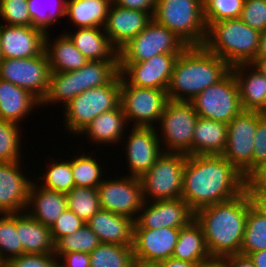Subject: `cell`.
Listing matches in <instances>:
<instances>
[{
	"label": "cell",
	"instance_id": "1",
	"mask_svg": "<svg viewBox=\"0 0 266 267\" xmlns=\"http://www.w3.org/2000/svg\"><path fill=\"white\" fill-rule=\"evenodd\" d=\"M247 189V178L222 155H188L181 198L196 212L230 200Z\"/></svg>",
	"mask_w": 266,
	"mask_h": 267
},
{
	"label": "cell",
	"instance_id": "2",
	"mask_svg": "<svg viewBox=\"0 0 266 267\" xmlns=\"http://www.w3.org/2000/svg\"><path fill=\"white\" fill-rule=\"evenodd\" d=\"M252 204L251 194L246 189L230 200L205 206L195 212V220L202 227L212 259L240 253L248 209Z\"/></svg>",
	"mask_w": 266,
	"mask_h": 267
},
{
	"label": "cell",
	"instance_id": "3",
	"mask_svg": "<svg viewBox=\"0 0 266 267\" xmlns=\"http://www.w3.org/2000/svg\"><path fill=\"white\" fill-rule=\"evenodd\" d=\"M230 68L225 60L204 46H188L174 63L167 88L169 100L190 102L221 80Z\"/></svg>",
	"mask_w": 266,
	"mask_h": 267
},
{
	"label": "cell",
	"instance_id": "4",
	"mask_svg": "<svg viewBox=\"0 0 266 267\" xmlns=\"http://www.w3.org/2000/svg\"><path fill=\"white\" fill-rule=\"evenodd\" d=\"M206 26L203 46L225 60L230 67L250 64L256 59L261 34L259 31L239 18L206 23Z\"/></svg>",
	"mask_w": 266,
	"mask_h": 267
},
{
	"label": "cell",
	"instance_id": "5",
	"mask_svg": "<svg viewBox=\"0 0 266 267\" xmlns=\"http://www.w3.org/2000/svg\"><path fill=\"white\" fill-rule=\"evenodd\" d=\"M119 74V60L88 61L78 70L51 73L41 106L62 104L88 89L109 84Z\"/></svg>",
	"mask_w": 266,
	"mask_h": 267
},
{
	"label": "cell",
	"instance_id": "6",
	"mask_svg": "<svg viewBox=\"0 0 266 267\" xmlns=\"http://www.w3.org/2000/svg\"><path fill=\"white\" fill-rule=\"evenodd\" d=\"M152 18L188 46H203L207 30L203 0H156Z\"/></svg>",
	"mask_w": 266,
	"mask_h": 267
},
{
	"label": "cell",
	"instance_id": "7",
	"mask_svg": "<svg viewBox=\"0 0 266 267\" xmlns=\"http://www.w3.org/2000/svg\"><path fill=\"white\" fill-rule=\"evenodd\" d=\"M120 73L107 85L80 93L64 106L66 130L79 134L95 117L120 105Z\"/></svg>",
	"mask_w": 266,
	"mask_h": 267
},
{
	"label": "cell",
	"instance_id": "8",
	"mask_svg": "<svg viewBox=\"0 0 266 267\" xmlns=\"http://www.w3.org/2000/svg\"><path fill=\"white\" fill-rule=\"evenodd\" d=\"M187 154L163 152L140 177L145 201L181 198Z\"/></svg>",
	"mask_w": 266,
	"mask_h": 267
},
{
	"label": "cell",
	"instance_id": "9",
	"mask_svg": "<svg viewBox=\"0 0 266 267\" xmlns=\"http://www.w3.org/2000/svg\"><path fill=\"white\" fill-rule=\"evenodd\" d=\"M198 114L191 102L169 100L159 120L163 152L192 155V140ZM164 146V148H163Z\"/></svg>",
	"mask_w": 266,
	"mask_h": 267
},
{
	"label": "cell",
	"instance_id": "10",
	"mask_svg": "<svg viewBox=\"0 0 266 267\" xmlns=\"http://www.w3.org/2000/svg\"><path fill=\"white\" fill-rule=\"evenodd\" d=\"M188 47L174 32L152 19L119 51V63L144 62L159 55L181 54Z\"/></svg>",
	"mask_w": 266,
	"mask_h": 267
},
{
	"label": "cell",
	"instance_id": "11",
	"mask_svg": "<svg viewBox=\"0 0 266 267\" xmlns=\"http://www.w3.org/2000/svg\"><path fill=\"white\" fill-rule=\"evenodd\" d=\"M190 102L199 117L226 124L242 111L239 87L231 70Z\"/></svg>",
	"mask_w": 266,
	"mask_h": 267
},
{
	"label": "cell",
	"instance_id": "12",
	"mask_svg": "<svg viewBox=\"0 0 266 267\" xmlns=\"http://www.w3.org/2000/svg\"><path fill=\"white\" fill-rule=\"evenodd\" d=\"M168 101L166 90L129 85L121 77L120 105L127 123L133 122L132 126L154 127Z\"/></svg>",
	"mask_w": 266,
	"mask_h": 267
},
{
	"label": "cell",
	"instance_id": "13",
	"mask_svg": "<svg viewBox=\"0 0 266 267\" xmlns=\"http://www.w3.org/2000/svg\"><path fill=\"white\" fill-rule=\"evenodd\" d=\"M258 111L242 110L228 123L227 143L222 156L242 175L253 173L254 135Z\"/></svg>",
	"mask_w": 266,
	"mask_h": 267
},
{
	"label": "cell",
	"instance_id": "14",
	"mask_svg": "<svg viewBox=\"0 0 266 267\" xmlns=\"http://www.w3.org/2000/svg\"><path fill=\"white\" fill-rule=\"evenodd\" d=\"M50 75L45 51L31 58L0 61V79L27 90L40 102L48 92Z\"/></svg>",
	"mask_w": 266,
	"mask_h": 267
},
{
	"label": "cell",
	"instance_id": "15",
	"mask_svg": "<svg viewBox=\"0 0 266 267\" xmlns=\"http://www.w3.org/2000/svg\"><path fill=\"white\" fill-rule=\"evenodd\" d=\"M97 191L101 209L133 220L137 218L145 201L138 177L122 175L114 180L103 179Z\"/></svg>",
	"mask_w": 266,
	"mask_h": 267
},
{
	"label": "cell",
	"instance_id": "16",
	"mask_svg": "<svg viewBox=\"0 0 266 267\" xmlns=\"http://www.w3.org/2000/svg\"><path fill=\"white\" fill-rule=\"evenodd\" d=\"M178 55L161 53L144 62L119 63V73L129 85L167 91Z\"/></svg>",
	"mask_w": 266,
	"mask_h": 267
},
{
	"label": "cell",
	"instance_id": "17",
	"mask_svg": "<svg viewBox=\"0 0 266 267\" xmlns=\"http://www.w3.org/2000/svg\"><path fill=\"white\" fill-rule=\"evenodd\" d=\"M194 218L195 212L182 198L144 201L135 219L134 228H182Z\"/></svg>",
	"mask_w": 266,
	"mask_h": 267
},
{
	"label": "cell",
	"instance_id": "18",
	"mask_svg": "<svg viewBox=\"0 0 266 267\" xmlns=\"http://www.w3.org/2000/svg\"><path fill=\"white\" fill-rule=\"evenodd\" d=\"M125 141L128 176L140 178L150 170L163 153L156 127L133 126Z\"/></svg>",
	"mask_w": 266,
	"mask_h": 267
},
{
	"label": "cell",
	"instance_id": "19",
	"mask_svg": "<svg viewBox=\"0 0 266 267\" xmlns=\"http://www.w3.org/2000/svg\"><path fill=\"white\" fill-rule=\"evenodd\" d=\"M180 228H134V258L144 262L159 263L172 257Z\"/></svg>",
	"mask_w": 266,
	"mask_h": 267
},
{
	"label": "cell",
	"instance_id": "20",
	"mask_svg": "<svg viewBox=\"0 0 266 267\" xmlns=\"http://www.w3.org/2000/svg\"><path fill=\"white\" fill-rule=\"evenodd\" d=\"M20 165H22L21 161L0 162L1 215L24 213L26 210L32 179L23 175Z\"/></svg>",
	"mask_w": 266,
	"mask_h": 267
},
{
	"label": "cell",
	"instance_id": "21",
	"mask_svg": "<svg viewBox=\"0 0 266 267\" xmlns=\"http://www.w3.org/2000/svg\"><path fill=\"white\" fill-rule=\"evenodd\" d=\"M46 34L33 26L0 24L2 58L25 59L40 55L45 50Z\"/></svg>",
	"mask_w": 266,
	"mask_h": 267
},
{
	"label": "cell",
	"instance_id": "22",
	"mask_svg": "<svg viewBox=\"0 0 266 267\" xmlns=\"http://www.w3.org/2000/svg\"><path fill=\"white\" fill-rule=\"evenodd\" d=\"M152 19L147 12L131 10L111 3L103 30L112 45L119 51Z\"/></svg>",
	"mask_w": 266,
	"mask_h": 267
},
{
	"label": "cell",
	"instance_id": "23",
	"mask_svg": "<svg viewBox=\"0 0 266 267\" xmlns=\"http://www.w3.org/2000/svg\"><path fill=\"white\" fill-rule=\"evenodd\" d=\"M230 70L239 87L242 110L266 113V77L251 63L238 64Z\"/></svg>",
	"mask_w": 266,
	"mask_h": 267
},
{
	"label": "cell",
	"instance_id": "24",
	"mask_svg": "<svg viewBox=\"0 0 266 267\" xmlns=\"http://www.w3.org/2000/svg\"><path fill=\"white\" fill-rule=\"evenodd\" d=\"M86 224L101 243L133 245L135 220L127 216L100 209Z\"/></svg>",
	"mask_w": 266,
	"mask_h": 267
},
{
	"label": "cell",
	"instance_id": "25",
	"mask_svg": "<svg viewBox=\"0 0 266 267\" xmlns=\"http://www.w3.org/2000/svg\"><path fill=\"white\" fill-rule=\"evenodd\" d=\"M38 184L39 182L31 184L25 212L31 218L50 228L68 208L67 196Z\"/></svg>",
	"mask_w": 266,
	"mask_h": 267
},
{
	"label": "cell",
	"instance_id": "26",
	"mask_svg": "<svg viewBox=\"0 0 266 267\" xmlns=\"http://www.w3.org/2000/svg\"><path fill=\"white\" fill-rule=\"evenodd\" d=\"M41 102L30 92L0 79V119L20 125Z\"/></svg>",
	"mask_w": 266,
	"mask_h": 267
},
{
	"label": "cell",
	"instance_id": "27",
	"mask_svg": "<svg viewBox=\"0 0 266 267\" xmlns=\"http://www.w3.org/2000/svg\"><path fill=\"white\" fill-rule=\"evenodd\" d=\"M65 33L89 61L119 60L118 50L112 45L103 28H78L73 33Z\"/></svg>",
	"mask_w": 266,
	"mask_h": 267
},
{
	"label": "cell",
	"instance_id": "28",
	"mask_svg": "<svg viewBox=\"0 0 266 267\" xmlns=\"http://www.w3.org/2000/svg\"><path fill=\"white\" fill-rule=\"evenodd\" d=\"M127 124L123 108L106 111L95 117L80 133L88 134L93 143L117 144L124 138V130Z\"/></svg>",
	"mask_w": 266,
	"mask_h": 267
},
{
	"label": "cell",
	"instance_id": "29",
	"mask_svg": "<svg viewBox=\"0 0 266 267\" xmlns=\"http://www.w3.org/2000/svg\"><path fill=\"white\" fill-rule=\"evenodd\" d=\"M51 39L49 34L45 37V53L51 69V73L68 72L78 70L89 60L75 47L73 41L66 33H62L57 39Z\"/></svg>",
	"mask_w": 266,
	"mask_h": 267
},
{
	"label": "cell",
	"instance_id": "30",
	"mask_svg": "<svg viewBox=\"0 0 266 267\" xmlns=\"http://www.w3.org/2000/svg\"><path fill=\"white\" fill-rule=\"evenodd\" d=\"M16 229L23 246V254H54V242L49 227L24 212L16 213Z\"/></svg>",
	"mask_w": 266,
	"mask_h": 267
},
{
	"label": "cell",
	"instance_id": "31",
	"mask_svg": "<svg viewBox=\"0 0 266 267\" xmlns=\"http://www.w3.org/2000/svg\"><path fill=\"white\" fill-rule=\"evenodd\" d=\"M228 124L198 117L192 140V155H222Z\"/></svg>",
	"mask_w": 266,
	"mask_h": 267
},
{
	"label": "cell",
	"instance_id": "32",
	"mask_svg": "<svg viewBox=\"0 0 266 267\" xmlns=\"http://www.w3.org/2000/svg\"><path fill=\"white\" fill-rule=\"evenodd\" d=\"M172 257L197 265L212 259L205 243L202 227L195 218L189 224L180 228Z\"/></svg>",
	"mask_w": 266,
	"mask_h": 267
},
{
	"label": "cell",
	"instance_id": "33",
	"mask_svg": "<svg viewBox=\"0 0 266 267\" xmlns=\"http://www.w3.org/2000/svg\"><path fill=\"white\" fill-rule=\"evenodd\" d=\"M112 0H67L66 13L76 28H103Z\"/></svg>",
	"mask_w": 266,
	"mask_h": 267
},
{
	"label": "cell",
	"instance_id": "34",
	"mask_svg": "<svg viewBox=\"0 0 266 267\" xmlns=\"http://www.w3.org/2000/svg\"><path fill=\"white\" fill-rule=\"evenodd\" d=\"M266 249V215L254 204L248 209L240 254Z\"/></svg>",
	"mask_w": 266,
	"mask_h": 267
},
{
	"label": "cell",
	"instance_id": "35",
	"mask_svg": "<svg viewBox=\"0 0 266 267\" xmlns=\"http://www.w3.org/2000/svg\"><path fill=\"white\" fill-rule=\"evenodd\" d=\"M90 254V267H132V245L100 243Z\"/></svg>",
	"mask_w": 266,
	"mask_h": 267
},
{
	"label": "cell",
	"instance_id": "36",
	"mask_svg": "<svg viewBox=\"0 0 266 267\" xmlns=\"http://www.w3.org/2000/svg\"><path fill=\"white\" fill-rule=\"evenodd\" d=\"M46 1H49L52 5L44 2L46 5L49 4L46 6L42 0H28V12L32 20V26L48 34V28L56 22H60V19L65 16L67 0Z\"/></svg>",
	"mask_w": 266,
	"mask_h": 267
},
{
	"label": "cell",
	"instance_id": "37",
	"mask_svg": "<svg viewBox=\"0 0 266 267\" xmlns=\"http://www.w3.org/2000/svg\"><path fill=\"white\" fill-rule=\"evenodd\" d=\"M100 243L97 235L85 224L79 230L60 238L54 244V255L60 258L69 252L91 253Z\"/></svg>",
	"mask_w": 266,
	"mask_h": 267
},
{
	"label": "cell",
	"instance_id": "38",
	"mask_svg": "<svg viewBox=\"0 0 266 267\" xmlns=\"http://www.w3.org/2000/svg\"><path fill=\"white\" fill-rule=\"evenodd\" d=\"M98 163L95 155L92 158L90 154L87 155L86 153L72 158L71 168L75 186L98 188L103 181L101 177L103 176L102 166Z\"/></svg>",
	"mask_w": 266,
	"mask_h": 267
},
{
	"label": "cell",
	"instance_id": "39",
	"mask_svg": "<svg viewBox=\"0 0 266 267\" xmlns=\"http://www.w3.org/2000/svg\"><path fill=\"white\" fill-rule=\"evenodd\" d=\"M66 196L68 209L84 222L101 209L97 188L74 186Z\"/></svg>",
	"mask_w": 266,
	"mask_h": 267
},
{
	"label": "cell",
	"instance_id": "40",
	"mask_svg": "<svg viewBox=\"0 0 266 267\" xmlns=\"http://www.w3.org/2000/svg\"><path fill=\"white\" fill-rule=\"evenodd\" d=\"M23 254V246L16 229V213H4L0 217V262Z\"/></svg>",
	"mask_w": 266,
	"mask_h": 267
},
{
	"label": "cell",
	"instance_id": "41",
	"mask_svg": "<svg viewBox=\"0 0 266 267\" xmlns=\"http://www.w3.org/2000/svg\"><path fill=\"white\" fill-rule=\"evenodd\" d=\"M60 161L53 160L52 164L49 163L47 171L45 170L42 177L38 178L39 182L41 181L39 185L49 190L67 194L75 186L71 159Z\"/></svg>",
	"mask_w": 266,
	"mask_h": 267
},
{
	"label": "cell",
	"instance_id": "42",
	"mask_svg": "<svg viewBox=\"0 0 266 267\" xmlns=\"http://www.w3.org/2000/svg\"><path fill=\"white\" fill-rule=\"evenodd\" d=\"M18 126L20 125L14 122L0 119V162H15L22 159Z\"/></svg>",
	"mask_w": 266,
	"mask_h": 267
},
{
	"label": "cell",
	"instance_id": "43",
	"mask_svg": "<svg viewBox=\"0 0 266 267\" xmlns=\"http://www.w3.org/2000/svg\"><path fill=\"white\" fill-rule=\"evenodd\" d=\"M244 0H203L205 23L240 18Z\"/></svg>",
	"mask_w": 266,
	"mask_h": 267
},
{
	"label": "cell",
	"instance_id": "44",
	"mask_svg": "<svg viewBox=\"0 0 266 267\" xmlns=\"http://www.w3.org/2000/svg\"><path fill=\"white\" fill-rule=\"evenodd\" d=\"M0 17L6 25L32 26L28 0H0Z\"/></svg>",
	"mask_w": 266,
	"mask_h": 267
},
{
	"label": "cell",
	"instance_id": "45",
	"mask_svg": "<svg viewBox=\"0 0 266 267\" xmlns=\"http://www.w3.org/2000/svg\"><path fill=\"white\" fill-rule=\"evenodd\" d=\"M239 19L260 33L266 31V0H244Z\"/></svg>",
	"mask_w": 266,
	"mask_h": 267
},
{
	"label": "cell",
	"instance_id": "46",
	"mask_svg": "<svg viewBox=\"0 0 266 267\" xmlns=\"http://www.w3.org/2000/svg\"><path fill=\"white\" fill-rule=\"evenodd\" d=\"M86 222L80 219L73 211L68 208L57 218L56 222L50 227L51 237L54 244L62 237L70 235L82 228Z\"/></svg>",
	"mask_w": 266,
	"mask_h": 267
},
{
	"label": "cell",
	"instance_id": "47",
	"mask_svg": "<svg viewBox=\"0 0 266 267\" xmlns=\"http://www.w3.org/2000/svg\"><path fill=\"white\" fill-rule=\"evenodd\" d=\"M2 267H60L54 254H22L11 258Z\"/></svg>",
	"mask_w": 266,
	"mask_h": 267
},
{
	"label": "cell",
	"instance_id": "48",
	"mask_svg": "<svg viewBox=\"0 0 266 267\" xmlns=\"http://www.w3.org/2000/svg\"><path fill=\"white\" fill-rule=\"evenodd\" d=\"M253 172L266 162V113L258 111V124L254 135Z\"/></svg>",
	"mask_w": 266,
	"mask_h": 267
},
{
	"label": "cell",
	"instance_id": "49",
	"mask_svg": "<svg viewBox=\"0 0 266 267\" xmlns=\"http://www.w3.org/2000/svg\"><path fill=\"white\" fill-rule=\"evenodd\" d=\"M247 189L250 193L266 194V162L247 178Z\"/></svg>",
	"mask_w": 266,
	"mask_h": 267
},
{
	"label": "cell",
	"instance_id": "50",
	"mask_svg": "<svg viewBox=\"0 0 266 267\" xmlns=\"http://www.w3.org/2000/svg\"><path fill=\"white\" fill-rule=\"evenodd\" d=\"M59 261H61L60 267H90V254L85 252L64 253Z\"/></svg>",
	"mask_w": 266,
	"mask_h": 267
},
{
	"label": "cell",
	"instance_id": "51",
	"mask_svg": "<svg viewBox=\"0 0 266 267\" xmlns=\"http://www.w3.org/2000/svg\"><path fill=\"white\" fill-rule=\"evenodd\" d=\"M112 3L131 10L147 12L152 17L156 9V0H112Z\"/></svg>",
	"mask_w": 266,
	"mask_h": 267
},
{
	"label": "cell",
	"instance_id": "52",
	"mask_svg": "<svg viewBox=\"0 0 266 267\" xmlns=\"http://www.w3.org/2000/svg\"><path fill=\"white\" fill-rule=\"evenodd\" d=\"M221 267H255L248 255L232 254L219 259Z\"/></svg>",
	"mask_w": 266,
	"mask_h": 267
},
{
	"label": "cell",
	"instance_id": "53",
	"mask_svg": "<svg viewBox=\"0 0 266 267\" xmlns=\"http://www.w3.org/2000/svg\"><path fill=\"white\" fill-rule=\"evenodd\" d=\"M196 265V263L179 260L173 257L159 262L160 267H196Z\"/></svg>",
	"mask_w": 266,
	"mask_h": 267
},
{
	"label": "cell",
	"instance_id": "54",
	"mask_svg": "<svg viewBox=\"0 0 266 267\" xmlns=\"http://www.w3.org/2000/svg\"><path fill=\"white\" fill-rule=\"evenodd\" d=\"M255 267H266V249L248 254Z\"/></svg>",
	"mask_w": 266,
	"mask_h": 267
},
{
	"label": "cell",
	"instance_id": "55",
	"mask_svg": "<svg viewBox=\"0 0 266 267\" xmlns=\"http://www.w3.org/2000/svg\"><path fill=\"white\" fill-rule=\"evenodd\" d=\"M253 204L257 206L266 215V194L265 193H250Z\"/></svg>",
	"mask_w": 266,
	"mask_h": 267
},
{
	"label": "cell",
	"instance_id": "56",
	"mask_svg": "<svg viewBox=\"0 0 266 267\" xmlns=\"http://www.w3.org/2000/svg\"><path fill=\"white\" fill-rule=\"evenodd\" d=\"M256 58H266V31L260 34Z\"/></svg>",
	"mask_w": 266,
	"mask_h": 267
},
{
	"label": "cell",
	"instance_id": "57",
	"mask_svg": "<svg viewBox=\"0 0 266 267\" xmlns=\"http://www.w3.org/2000/svg\"><path fill=\"white\" fill-rule=\"evenodd\" d=\"M251 64L266 77V58H256Z\"/></svg>",
	"mask_w": 266,
	"mask_h": 267
},
{
	"label": "cell",
	"instance_id": "58",
	"mask_svg": "<svg viewBox=\"0 0 266 267\" xmlns=\"http://www.w3.org/2000/svg\"><path fill=\"white\" fill-rule=\"evenodd\" d=\"M132 267H160L159 263L154 262H144L138 259H134Z\"/></svg>",
	"mask_w": 266,
	"mask_h": 267
},
{
	"label": "cell",
	"instance_id": "59",
	"mask_svg": "<svg viewBox=\"0 0 266 267\" xmlns=\"http://www.w3.org/2000/svg\"><path fill=\"white\" fill-rule=\"evenodd\" d=\"M196 267H221L219 259H211L208 262L196 265Z\"/></svg>",
	"mask_w": 266,
	"mask_h": 267
},
{
	"label": "cell",
	"instance_id": "60",
	"mask_svg": "<svg viewBox=\"0 0 266 267\" xmlns=\"http://www.w3.org/2000/svg\"><path fill=\"white\" fill-rule=\"evenodd\" d=\"M2 53H1V43H0V61L2 60Z\"/></svg>",
	"mask_w": 266,
	"mask_h": 267
}]
</instances>
